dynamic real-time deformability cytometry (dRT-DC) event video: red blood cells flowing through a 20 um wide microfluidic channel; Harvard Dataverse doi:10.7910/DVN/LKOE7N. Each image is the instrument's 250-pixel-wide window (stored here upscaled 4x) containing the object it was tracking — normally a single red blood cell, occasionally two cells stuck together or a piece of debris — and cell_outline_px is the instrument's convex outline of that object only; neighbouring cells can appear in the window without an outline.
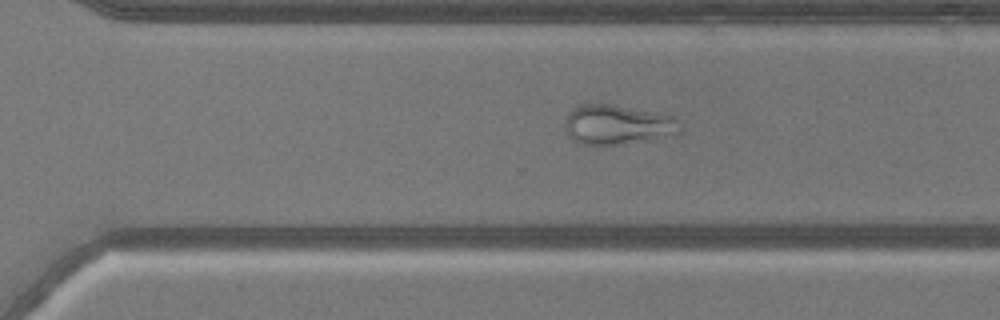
{"species": "common noctule bat (a hibernating species)", "species_latin": "Nyctalus noctula", "temperature_condition": "warm", "stored_images_in_passage": 50, "camera_frame_rate_fps": 3000, "um_per_image_px": 0.085, "animal": {"sex": "male", "body_mass_g": 20.5, "forearm_length_mm": 52.5}, "frame": {"image": 1, "passage_image": 34, "time_ms": 11.0, "image_size_px": [1000, 320], "cell_outline_px": [[684, 132], [620, 144], [584, 144], [576, 140], [568, 132], [564, 124], [568, 112], [572, 108], [580, 104], [612, 104], [656, 112], [672, 116], [684, 120]], "centroid_in_image_um": [52.57, 10.56], "position_along_channel_um": 318.0, "area_um2": 26.53}}
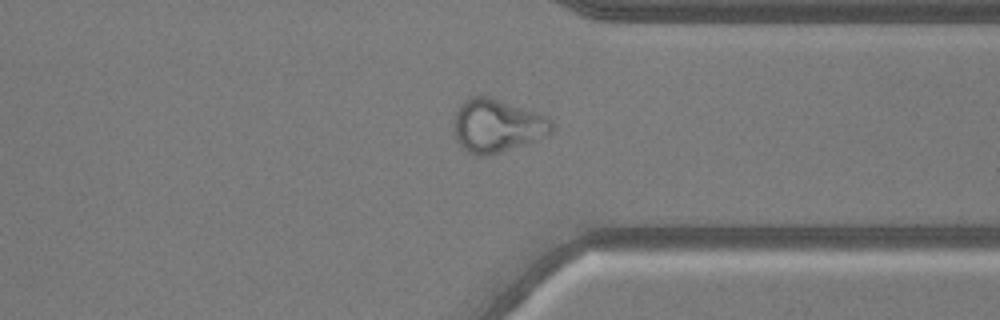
{"frame": {"image": 2, "passage_image": 38, "time_ms": 12.333, "image_size_px": [1000, 320], "cell_outline_px": [[556, 128], [548, 136], [524, 144], [484, 156], [476, 156], [468, 152], [456, 140], [456, 108], [464, 100], [472, 96], [484, 96], [548, 116], [552, 120]], "centroid_in_image_um": [42.29, 10.69], "position_along_channel_um": 369.1, "area_um2": 29.82}}
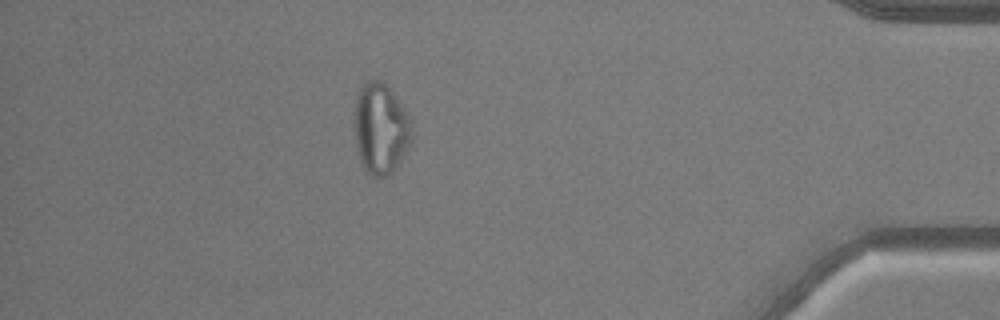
{"frame": {"image": 3, "passage_image": 44, "time_ms": 14.333, "image_size_px": [1000, 320], "cell_outline_px": [[416, 136], [396, 168], [388, 176], [376, 180], [364, 168], [360, 160], [356, 148], [352, 124], [356, 96], [360, 88], [368, 80], [380, 80], [392, 92], [404, 108], [412, 120]], "centroid_in_image_um": [32.37, 10.98], "position_along_channel_um": 402.8, "area_um2": 31.5}}